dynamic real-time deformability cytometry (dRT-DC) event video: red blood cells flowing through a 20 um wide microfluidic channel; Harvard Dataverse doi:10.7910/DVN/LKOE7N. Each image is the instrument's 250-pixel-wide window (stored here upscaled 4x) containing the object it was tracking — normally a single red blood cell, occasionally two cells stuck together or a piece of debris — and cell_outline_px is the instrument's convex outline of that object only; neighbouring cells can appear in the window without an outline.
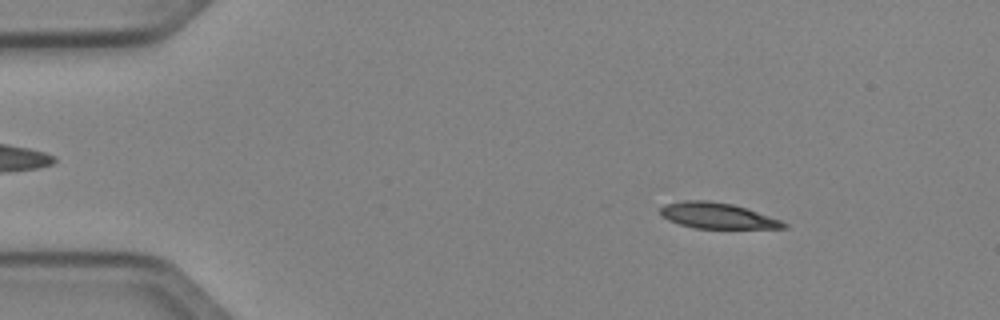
{"species": "Egyptian fruit bat (a non-hibernating species)", "species_latin": "Rousettus aegyptiacus", "temperature_condition": "cold", "stored_images_in_passage": 50, "camera_frame_rate_fps": 3000, "um_per_image_px": 0.085, "animal": {"sex": "female"}, "frame": {"image": 1, "passage_image": 7, "time_ms": 2.0, "image_size_px": [1000, 320], "cell_outline_px": [[788, 228], [696, 228], [680, 224], [668, 220], [660, 216], [660, 208], [664, 204], [680, 200], [708, 200], [732, 204], [780, 220], [788, 224]], "centroid_in_image_um": [60.9, 18.32], "position_along_channel_um": 24.1, "area_um2": 18.38}}
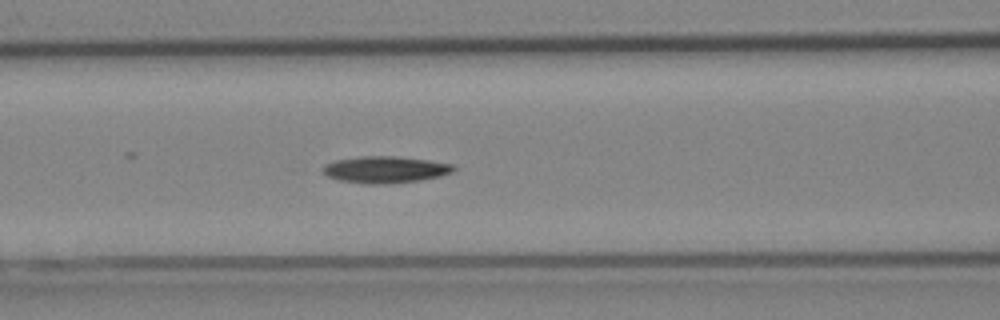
{"frame": {"image": 2, "passage_image": 21, "time_ms": 6.667, "image_size_px": [1000, 320], "cell_outline_px": [[456, 168], [452, 172], [440, 176], [416, 180], [384, 184], [364, 184], [340, 180], [328, 176], [320, 168], [324, 164], [336, 160], [360, 156], [396, 156], [428, 160], [452, 164]], "centroid_in_image_um": [32.71, 14.4], "position_along_channel_um": 133.9, "area_um2": 20.23}}
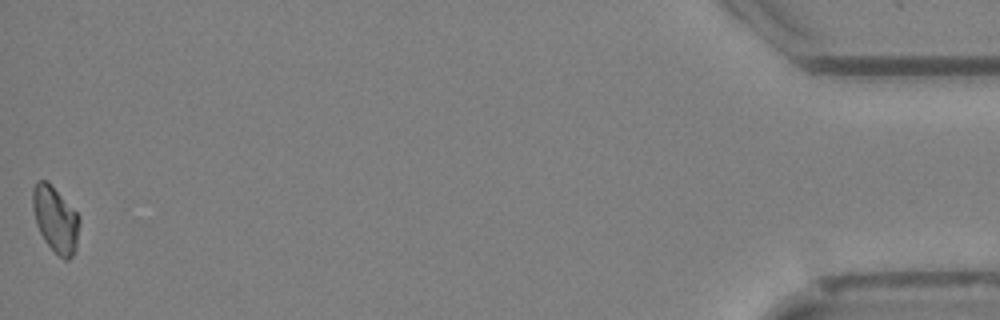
{"frame": {"image": 3, "passage_image": 50, "time_ms": 16.333, "image_size_px": [1000, 320], "cell_outline_px": [[80, 224], [76, 252], [68, 260], [64, 260], [44, 240], [36, 224], [32, 208], [32, 188], [36, 180], [48, 180], [80, 216]], "centroid_in_image_um": [4.72, 18.62], "position_along_channel_um": 430.5, "area_um2": 18.26}, "authors_computed_cell_mechanics": {"area_um2": 18.6983, "velocity_mm_per_s": 4.058, "shape_relaxation_time_tau1_ms": 5.601, "shape_relaxation_time_tau2_ms": null, "deformation_change_tau1": 0.1304, "deformation_change_tau2": null}}